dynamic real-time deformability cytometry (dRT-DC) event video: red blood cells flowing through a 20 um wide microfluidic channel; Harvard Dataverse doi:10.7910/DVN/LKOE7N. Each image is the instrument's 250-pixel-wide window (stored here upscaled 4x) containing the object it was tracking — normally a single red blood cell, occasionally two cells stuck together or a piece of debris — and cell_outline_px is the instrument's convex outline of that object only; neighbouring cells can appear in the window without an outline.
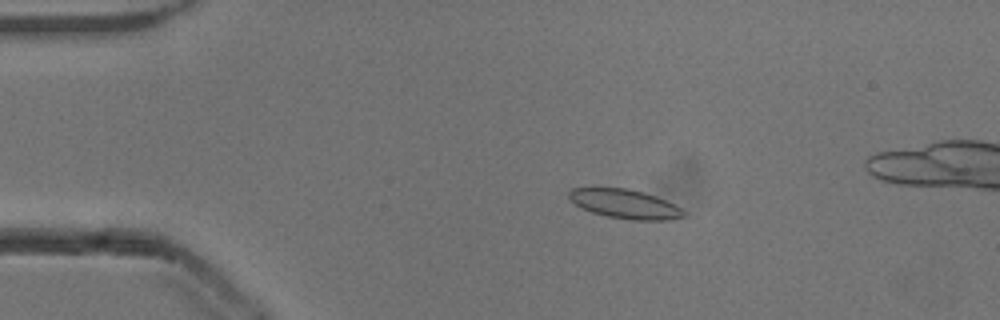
{"species": "common noctule bat (a hibernating species)", "species_latin": "Nyctalus noctula", "temperature_condition": "cold", "stored_images_in_passage": 55, "camera_frame_rate_fps": 3000, "um_per_image_px": 0.085, "animal": {"sex": "male", "body_mass_g": 13.3}, "frame": {"image": 1, "passage_image": 11, "time_ms": 3.333, "image_size_px": [1000, 320], "cell_outline_px": [[688, 216], [672, 220], [632, 220], [608, 216], [592, 212], [576, 204], [568, 196], [568, 192], [572, 188], [628, 188], [644, 192], [656, 196], [688, 212]], "centroid_in_image_um": [53.18, 17.34], "position_along_channel_um": 31.8, "area_um2": 19.42}}
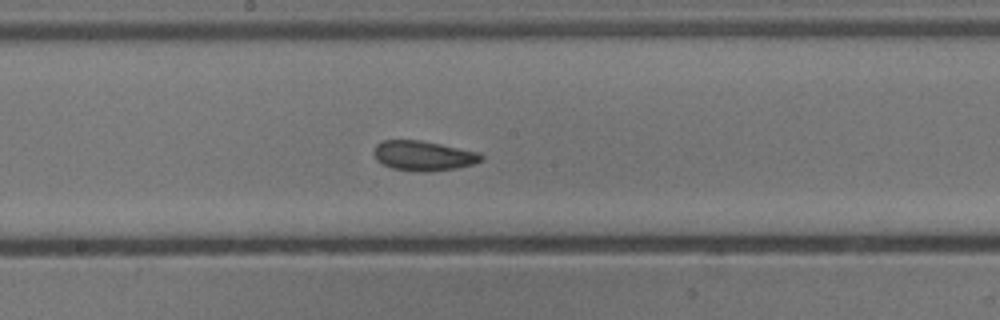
{"frame": {"image": 2, "passage_image": 29, "time_ms": 9.333, "image_size_px": [1000, 320], "cell_outline_px": [[484, 160], [472, 164], [456, 168], [428, 172], [420, 172], [392, 168], [376, 160], [376, 144], [384, 140], [420, 140], [480, 152], [484, 156]], "centroid_in_image_um": [36.04, 13.24], "position_along_channel_um": 212.2, "area_um2": 18.55}}
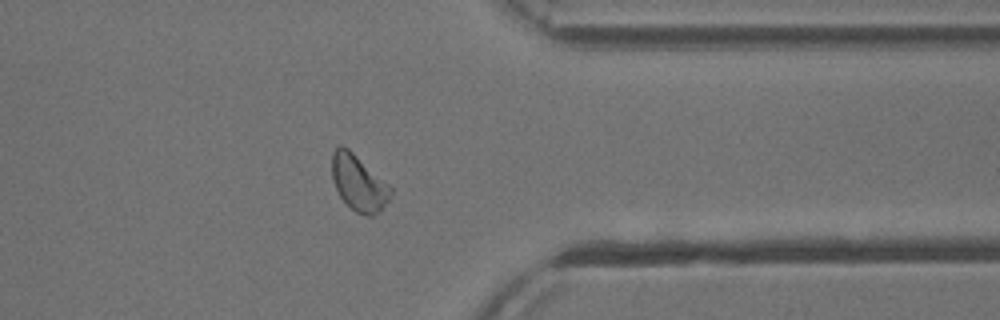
{"frame": {"image": 3, "passage_image": 43, "time_ms": 14.0, "image_size_px": [1000, 320], "cell_outline_px": [[392, 192], [388, 200], [372, 216], [368, 216], [356, 212], [340, 196], [336, 188], [332, 176], [332, 152], [340, 144], [348, 148], [388, 184], [392, 188]], "centroid_in_image_um": [30.46, 15.52], "position_along_channel_um": 380.9, "area_um2": 18.55}, "authors_computed_cell_mechanics": {"area_um2": 19.074, "velocity_mm_per_s": 3.8194, "shape_relaxation_time_tau1_ms": 3.3448, "shape_relaxation_time_tau2_ms": 2.1988, "deformation_change_tau1": 0.0965, "deformation_change_tau2": 0.083}}